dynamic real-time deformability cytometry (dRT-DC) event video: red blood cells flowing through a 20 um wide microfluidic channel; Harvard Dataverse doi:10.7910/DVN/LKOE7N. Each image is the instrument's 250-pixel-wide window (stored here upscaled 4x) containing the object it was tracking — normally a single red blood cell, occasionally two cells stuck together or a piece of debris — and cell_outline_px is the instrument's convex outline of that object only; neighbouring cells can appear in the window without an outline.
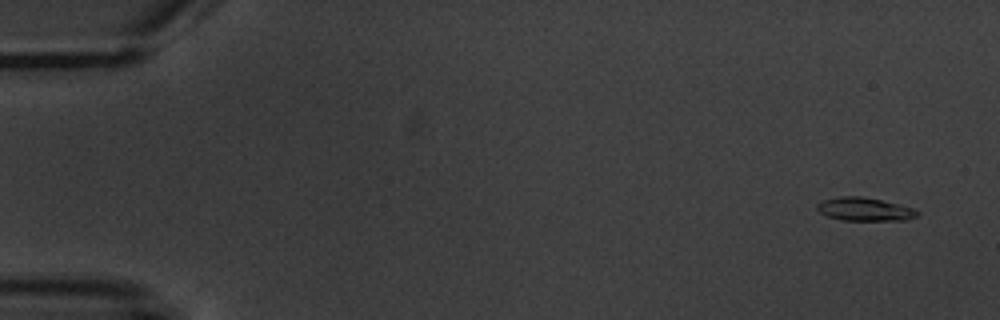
{"species": "common noctule bat (a hibernating species)", "species_latin": "Nyctalus noctula", "temperature_condition": "warm", "stored_images_in_passage": 5, "camera_frame_rate_fps": 3000, "um_per_image_px": 0.085, "animal": {"sex": "male", "body_mass_g": 20.1, "forearm_length_mm": 53.5}, "frame": {"image": 1, "passage_image": 1, "time_ms": 0.0, "image_size_px": [1000, 320], "cell_outline_px": [[920, 212], [916, 216], [908, 220], [840, 220], [828, 216], [820, 212], [816, 208], [816, 204], [824, 200], [840, 196], [860, 196], [900, 204], [912, 208]], "centroid_in_image_um": [73.49, 17.78], "position_along_channel_um": 11.5, "area_um2": 13.53}}